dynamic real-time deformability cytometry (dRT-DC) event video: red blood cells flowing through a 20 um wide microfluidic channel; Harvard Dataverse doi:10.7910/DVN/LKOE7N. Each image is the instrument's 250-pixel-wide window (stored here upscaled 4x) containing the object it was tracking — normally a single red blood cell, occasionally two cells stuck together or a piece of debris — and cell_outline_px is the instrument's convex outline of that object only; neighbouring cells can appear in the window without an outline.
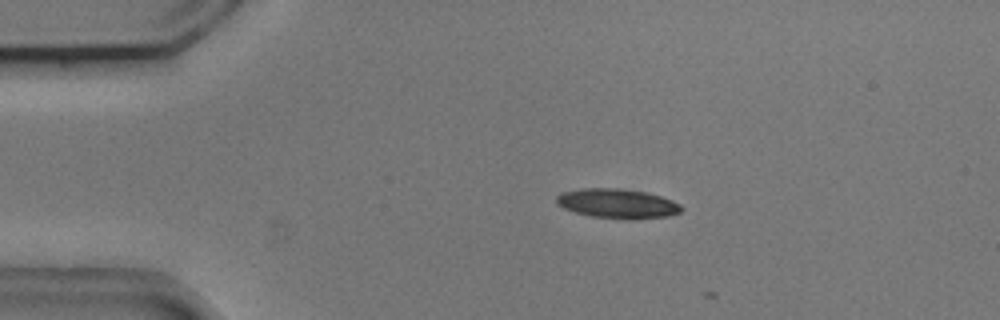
{"species": "common noctule bat (a hibernating species)", "species_latin": "Nyctalus noctula", "temperature_condition": "cold", "stored_images_in_passage": 7, "camera_frame_rate_fps": 3000, "um_per_image_px": 0.085, "animal": {"sex": "male", "body_mass_g": 20.5, "forearm_length_mm": 52.5}, "frame": {"image": 1, "passage_image": 2, "time_ms": 0.333, "image_size_px": [1000, 320], "cell_outline_px": [[684, 208], [680, 212], [668, 216], [592, 216], [576, 212], [564, 208], [556, 204], [556, 196], [560, 192], [584, 188], [620, 188], [644, 192], [660, 196], [672, 200], [680, 204]], "centroid_in_image_um": [52.42, 17.24], "position_along_channel_um": 32.6, "area_um2": 20.46}}